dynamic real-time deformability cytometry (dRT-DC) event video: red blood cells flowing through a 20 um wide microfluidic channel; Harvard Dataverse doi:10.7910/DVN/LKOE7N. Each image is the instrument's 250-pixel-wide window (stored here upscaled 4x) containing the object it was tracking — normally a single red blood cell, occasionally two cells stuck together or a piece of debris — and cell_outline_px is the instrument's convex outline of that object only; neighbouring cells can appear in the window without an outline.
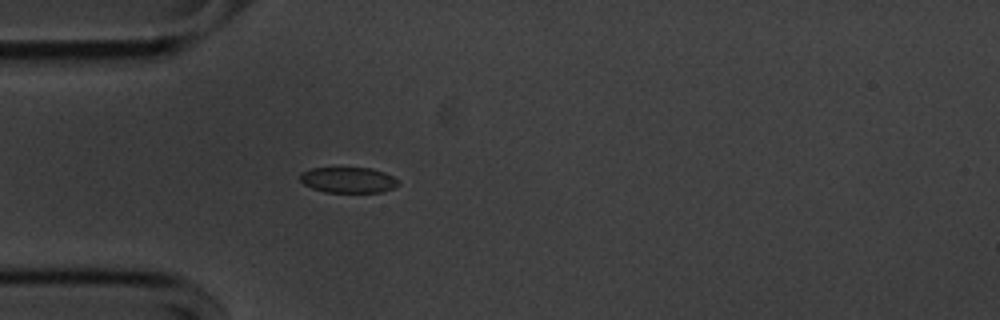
{"species": "common noctule bat (a hibernating species)", "species_latin": "Nyctalus noctula", "temperature_condition": "cold", "stored_images_in_passage": 41, "camera_frame_rate_fps": 3000, "um_per_image_px": 0.085, "animal": {"sex": "male", "body_mass_g": 20.1, "forearm_length_mm": 53.5}, "frame": {"image": 1, "passage_image": 1, "time_ms": 0.0, "image_size_px": [1000, 320], "cell_outline_px": [[400, 184], [392, 188], [380, 192], [324, 192], [312, 188], [304, 184], [300, 180], [300, 172], [312, 168], [372, 168], [384, 172], [392, 176]], "centroid_in_image_um": [29.57, 15.29], "position_along_channel_um": 55.4, "area_um2": 14.62}}
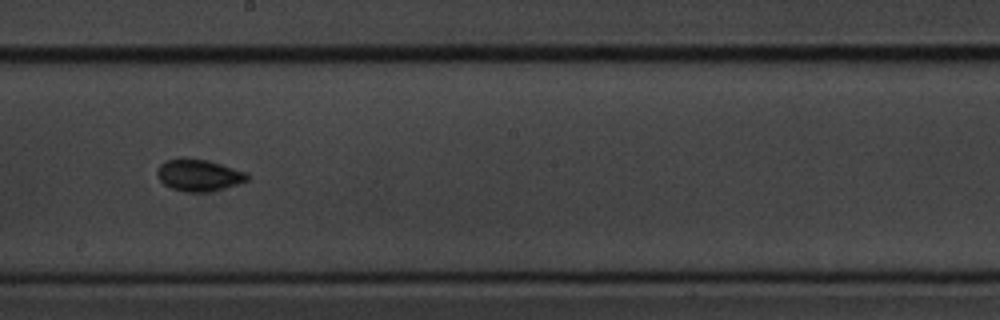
{"frame": {"image": 2, "passage_image": 16, "time_ms": 5.0, "image_size_px": [1000, 320], "cell_outline_px": [[248, 180], [224, 188], [204, 192], [188, 192], [172, 188], [164, 184], [156, 176], [156, 172], [160, 164], [164, 160], [180, 156], [184, 156], [204, 160], [220, 164], [248, 172]], "centroid_in_image_um": [16.84, 14.86], "position_along_channel_um": 231.4, "area_um2": 16.82}}
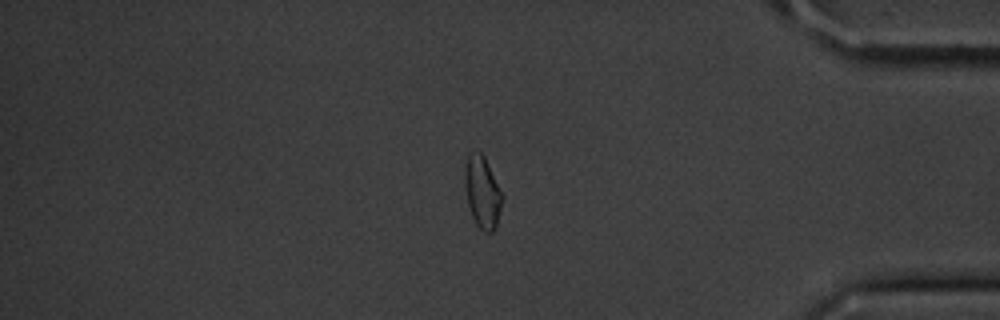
{"frame": {"image": 3, "passage_image": 32, "time_ms": 10.333, "image_size_px": [1000, 320], "cell_outline_px": [[504, 200], [496, 228], [492, 232], [484, 232], [476, 224], [472, 216], [468, 204], [464, 184], [464, 168], [468, 152], [472, 148], [480, 152], [484, 156], [504, 196]], "centroid_in_image_um": [41.0, 16.3], "position_along_channel_um": 394.2, "area_um2": 16.13}, "authors_computed_cell_mechanics": {"area_um2": 15.606, "velocity_mm_per_s": 3.6035, "shape_relaxation_time_tau1_ms": 2.3979, "shape_relaxation_time_tau2_ms": 2.3585, "deformation_change_tau1": 0.0713, "deformation_change_tau2": 0.0595}}